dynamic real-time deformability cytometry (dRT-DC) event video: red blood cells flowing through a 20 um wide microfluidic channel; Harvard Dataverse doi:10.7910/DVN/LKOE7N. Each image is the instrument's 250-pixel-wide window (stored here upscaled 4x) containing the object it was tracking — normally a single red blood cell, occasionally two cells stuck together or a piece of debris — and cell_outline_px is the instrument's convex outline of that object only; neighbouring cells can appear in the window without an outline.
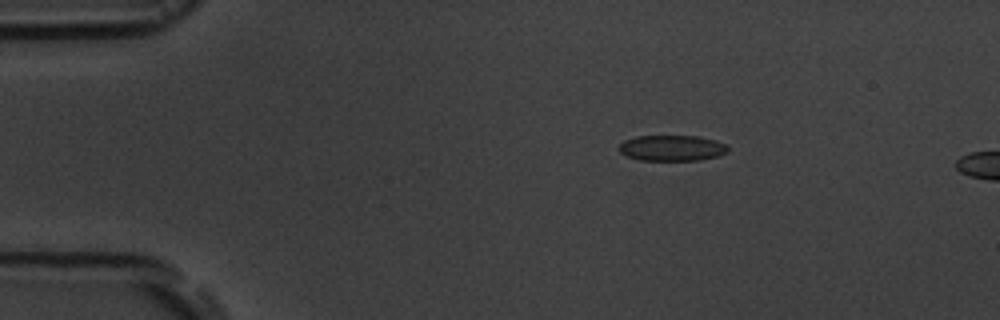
{"species": "common noctule bat (a hibernating species)", "species_latin": "Nyctalus noctula", "temperature_condition": "room temperature", "stored_images_in_passage": 5, "camera_frame_rate_fps": 3000, "um_per_image_px": 0.085, "animal": {"sex": "male", "body_mass_g": 19.5, "forearm_length_mm": 54.6}, "frame": {"image": 1, "passage_image": 3, "time_ms": 2.333, "image_size_px": [1000, 320], "cell_outline_px": [[728, 152], [720, 156], [700, 160], [640, 160], [628, 156], [620, 152], [620, 144], [624, 140], [636, 136], [700, 136], [716, 140], [724, 144], [728, 148]], "centroid_in_image_um": [57.15, 12.58], "position_along_channel_um": 27.8, "area_um2": 16.36}}